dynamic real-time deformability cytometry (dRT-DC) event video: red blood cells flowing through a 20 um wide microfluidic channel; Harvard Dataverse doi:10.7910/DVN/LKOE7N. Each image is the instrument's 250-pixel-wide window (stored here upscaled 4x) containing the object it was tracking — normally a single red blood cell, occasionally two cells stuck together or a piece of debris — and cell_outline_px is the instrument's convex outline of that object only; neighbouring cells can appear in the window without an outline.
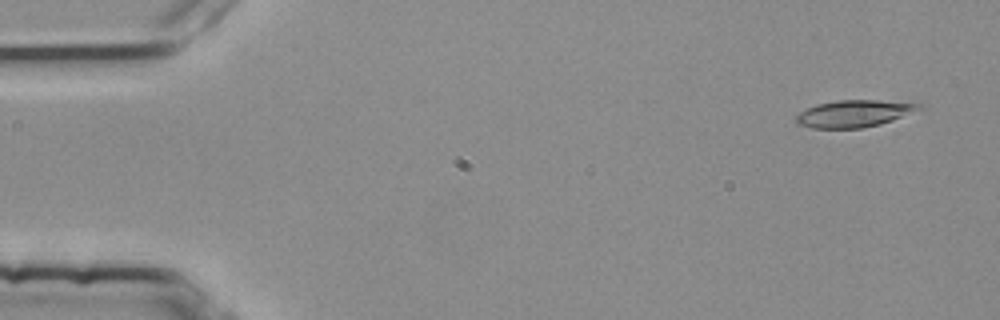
{"species": "common noctule bat (a hibernating species)", "species_latin": "Nyctalus noctula", "temperature_condition": "room temperature", "stored_images_in_passage": 54, "camera_frame_rate_fps": 3000, "um_per_image_px": 0.085, "animal": {"sex": "female", "body_mass_g": 25.1}, "frame": {"image": 1, "passage_image": 3, "time_ms": 0.667, "image_size_px": [1000, 320], "cell_outline_px": [[924, 108], [892, 120], [880, 124], [864, 128], [812, 128], [796, 124], [796, 116], [800, 112], [816, 104], [836, 100], [876, 100], [924, 104]], "centroid_in_image_um": [72.6, 9.65], "position_along_channel_um": 12.4, "area_um2": 19.36}}
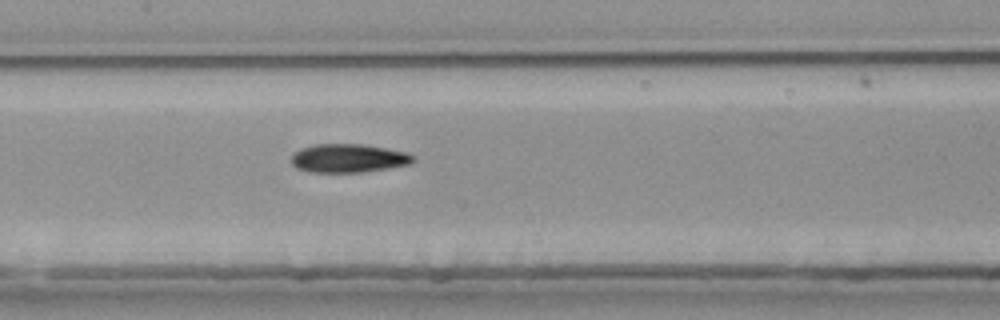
{"frame": {"image": 2, "passage_image": 26, "time_ms": 8.333, "image_size_px": [1000, 320], "cell_outline_px": [[416, 160], [408, 164], [388, 168], [360, 172], [308, 172], [296, 168], [292, 164], [292, 152], [300, 148], [316, 144], [364, 144], [408, 152]], "centroid_in_image_um": [29.58, 13.44], "position_along_channel_um": 177.8, "area_um2": 20.35}}
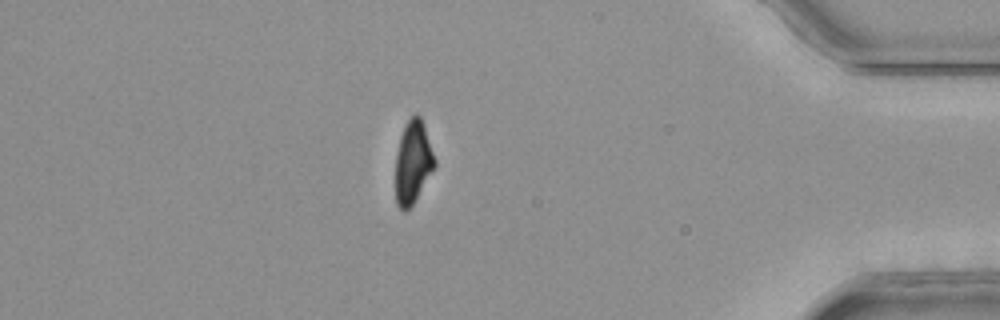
{"frame": {"image": 3, "passage_image": 47, "time_ms": 15.333, "image_size_px": [1000, 320], "cell_outline_px": [[436, 164], [412, 204], [404, 212], [396, 204], [396, 152], [400, 136], [404, 124], [416, 112], [420, 116], [424, 124], [436, 160]], "centroid_in_image_um": [35.09, 13.73], "position_along_channel_um": 400.1, "area_um2": 18.73}, "authors_computed_cell_mechanics": {"area_um2": 19.941, "velocity_mm_per_s": 3.7882, "shape_relaxation_time_tau1_ms": 6.0875, "shape_relaxation_time_tau2_ms": 5.6692, "deformation_change_tau1": 0.1966, "deformation_change_tau2": 0.1247}}